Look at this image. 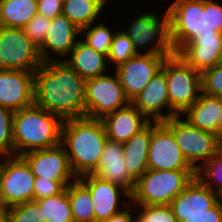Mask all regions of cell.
I'll list each match as a JSON object with an SVG mask.
<instances>
[{
  "instance_id": "cell-1",
  "label": "cell",
  "mask_w": 222,
  "mask_h": 222,
  "mask_svg": "<svg viewBox=\"0 0 222 222\" xmlns=\"http://www.w3.org/2000/svg\"><path fill=\"white\" fill-rule=\"evenodd\" d=\"M35 103L62 120L85 117V80L65 61H47L34 72Z\"/></svg>"
},
{
  "instance_id": "cell-2",
  "label": "cell",
  "mask_w": 222,
  "mask_h": 222,
  "mask_svg": "<svg viewBox=\"0 0 222 222\" xmlns=\"http://www.w3.org/2000/svg\"><path fill=\"white\" fill-rule=\"evenodd\" d=\"M107 140L101 119L85 116L63 120L61 144L77 178L96 170Z\"/></svg>"
},
{
  "instance_id": "cell-3",
  "label": "cell",
  "mask_w": 222,
  "mask_h": 222,
  "mask_svg": "<svg viewBox=\"0 0 222 222\" xmlns=\"http://www.w3.org/2000/svg\"><path fill=\"white\" fill-rule=\"evenodd\" d=\"M166 10L175 53L196 34L222 33V3L217 0H172Z\"/></svg>"
},
{
  "instance_id": "cell-4",
  "label": "cell",
  "mask_w": 222,
  "mask_h": 222,
  "mask_svg": "<svg viewBox=\"0 0 222 222\" xmlns=\"http://www.w3.org/2000/svg\"><path fill=\"white\" fill-rule=\"evenodd\" d=\"M63 120L34 103L14 111V155L51 148L61 143Z\"/></svg>"
},
{
  "instance_id": "cell-5",
  "label": "cell",
  "mask_w": 222,
  "mask_h": 222,
  "mask_svg": "<svg viewBox=\"0 0 222 222\" xmlns=\"http://www.w3.org/2000/svg\"><path fill=\"white\" fill-rule=\"evenodd\" d=\"M196 177L195 169H148L137 181L131 203L134 205H170L171 201Z\"/></svg>"
},
{
  "instance_id": "cell-6",
  "label": "cell",
  "mask_w": 222,
  "mask_h": 222,
  "mask_svg": "<svg viewBox=\"0 0 222 222\" xmlns=\"http://www.w3.org/2000/svg\"><path fill=\"white\" fill-rule=\"evenodd\" d=\"M164 12V13H163ZM144 12L134 16L125 26L124 33L132 40L135 50L139 54H162L167 57L174 54L170 42L169 17L167 10Z\"/></svg>"
},
{
  "instance_id": "cell-7",
  "label": "cell",
  "mask_w": 222,
  "mask_h": 222,
  "mask_svg": "<svg viewBox=\"0 0 222 222\" xmlns=\"http://www.w3.org/2000/svg\"><path fill=\"white\" fill-rule=\"evenodd\" d=\"M162 123L172 132L183 156L196 171L220 149L218 135L191 126L180 115Z\"/></svg>"
},
{
  "instance_id": "cell-8",
  "label": "cell",
  "mask_w": 222,
  "mask_h": 222,
  "mask_svg": "<svg viewBox=\"0 0 222 222\" xmlns=\"http://www.w3.org/2000/svg\"><path fill=\"white\" fill-rule=\"evenodd\" d=\"M165 73L170 107L181 115L201 93V73L195 71L176 53L166 57Z\"/></svg>"
},
{
  "instance_id": "cell-9",
  "label": "cell",
  "mask_w": 222,
  "mask_h": 222,
  "mask_svg": "<svg viewBox=\"0 0 222 222\" xmlns=\"http://www.w3.org/2000/svg\"><path fill=\"white\" fill-rule=\"evenodd\" d=\"M35 176L21 156L0 157V204L8 207L34 200Z\"/></svg>"
},
{
  "instance_id": "cell-10",
  "label": "cell",
  "mask_w": 222,
  "mask_h": 222,
  "mask_svg": "<svg viewBox=\"0 0 222 222\" xmlns=\"http://www.w3.org/2000/svg\"><path fill=\"white\" fill-rule=\"evenodd\" d=\"M86 116L102 119L131 102L113 71L85 81Z\"/></svg>"
},
{
  "instance_id": "cell-11",
  "label": "cell",
  "mask_w": 222,
  "mask_h": 222,
  "mask_svg": "<svg viewBox=\"0 0 222 222\" xmlns=\"http://www.w3.org/2000/svg\"><path fill=\"white\" fill-rule=\"evenodd\" d=\"M42 63L39 47L24 29L0 26V69L35 72Z\"/></svg>"
},
{
  "instance_id": "cell-12",
  "label": "cell",
  "mask_w": 222,
  "mask_h": 222,
  "mask_svg": "<svg viewBox=\"0 0 222 222\" xmlns=\"http://www.w3.org/2000/svg\"><path fill=\"white\" fill-rule=\"evenodd\" d=\"M166 55L137 54L114 68L124 92L131 102L162 68Z\"/></svg>"
},
{
  "instance_id": "cell-13",
  "label": "cell",
  "mask_w": 222,
  "mask_h": 222,
  "mask_svg": "<svg viewBox=\"0 0 222 222\" xmlns=\"http://www.w3.org/2000/svg\"><path fill=\"white\" fill-rule=\"evenodd\" d=\"M148 168L152 170L194 169L180 151L172 132L162 122L151 121Z\"/></svg>"
},
{
  "instance_id": "cell-14",
  "label": "cell",
  "mask_w": 222,
  "mask_h": 222,
  "mask_svg": "<svg viewBox=\"0 0 222 222\" xmlns=\"http://www.w3.org/2000/svg\"><path fill=\"white\" fill-rule=\"evenodd\" d=\"M77 179L90 192L94 206L95 222L110 218L131 203V195L119 185L101 180L93 174H86Z\"/></svg>"
},
{
  "instance_id": "cell-15",
  "label": "cell",
  "mask_w": 222,
  "mask_h": 222,
  "mask_svg": "<svg viewBox=\"0 0 222 222\" xmlns=\"http://www.w3.org/2000/svg\"><path fill=\"white\" fill-rule=\"evenodd\" d=\"M131 104L149 121L162 122L178 116L169 104L165 61L162 68L131 101Z\"/></svg>"
},
{
  "instance_id": "cell-16",
  "label": "cell",
  "mask_w": 222,
  "mask_h": 222,
  "mask_svg": "<svg viewBox=\"0 0 222 222\" xmlns=\"http://www.w3.org/2000/svg\"><path fill=\"white\" fill-rule=\"evenodd\" d=\"M21 157L29 165L32 174L40 177V180L75 181L77 179L61 143L51 148L25 153Z\"/></svg>"
},
{
  "instance_id": "cell-17",
  "label": "cell",
  "mask_w": 222,
  "mask_h": 222,
  "mask_svg": "<svg viewBox=\"0 0 222 222\" xmlns=\"http://www.w3.org/2000/svg\"><path fill=\"white\" fill-rule=\"evenodd\" d=\"M34 103V72L0 69V106L17 111Z\"/></svg>"
},
{
  "instance_id": "cell-18",
  "label": "cell",
  "mask_w": 222,
  "mask_h": 222,
  "mask_svg": "<svg viewBox=\"0 0 222 222\" xmlns=\"http://www.w3.org/2000/svg\"><path fill=\"white\" fill-rule=\"evenodd\" d=\"M79 38L80 29L64 14L54 17L51 19L46 40L39 48L42 62L64 61Z\"/></svg>"
},
{
  "instance_id": "cell-19",
  "label": "cell",
  "mask_w": 222,
  "mask_h": 222,
  "mask_svg": "<svg viewBox=\"0 0 222 222\" xmlns=\"http://www.w3.org/2000/svg\"><path fill=\"white\" fill-rule=\"evenodd\" d=\"M222 196L205 186L197 177L183 189L170 203L178 222L186 216L203 215L214 207Z\"/></svg>"
},
{
  "instance_id": "cell-20",
  "label": "cell",
  "mask_w": 222,
  "mask_h": 222,
  "mask_svg": "<svg viewBox=\"0 0 222 222\" xmlns=\"http://www.w3.org/2000/svg\"><path fill=\"white\" fill-rule=\"evenodd\" d=\"M222 46V33L218 35L196 34L185 43L176 54L179 55L195 71H203L218 65Z\"/></svg>"
},
{
  "instance_id": "cell-21",
  "label": "cell",
  "mask_w": 222,
  "mask_h": 222,
  "mask_svg": "<svg viewBox=\"0 0 222 222\" xmlns=\"http://www.w3.org/2000/svg\"><path fill=\"white\" fill-rule=\"evenodd\" d=\"M123 159V144L107 140L98 167L92 174L101 180L119 185L131 195L136 181L129 175Z\"/></svg>"
},
{
  "instance_id": "cell-22",
  "label": "cell",
  "mask_w": 222,
  "mask_h": 222,
  "mask_svg": "<svg viewBox=\"0 0 222 222\" xmlns=\"http://www.w3.org/2000/svg\"><path fill=\"white\" fill-rule=\"evenodd\" d=\"M108 140L125 143L150 121L131 103L102 119Z\"/></svg>"
},
{
  "instance_id": "cell-23",
  "label": "cell",
  "mask_w": 222,
  "mask_h": 222,
  "mask_svg": "<svg viewBox=\"0 0 222 222\" xmlns=\"http://www.w3.org/2000/svg\"><path fill=\"white\" fill-rule=\"evenodd\" d=\"M64 61L85 81L105 75L113 69L109 65L107 55L97 52L81 38L77 40L71 53Z\"/></svg>"
},
{
  "instance_id": "cell-24",
  "label": "cell",
  "mask_w": 222,
  "mask_h": 222,
  "mask_svg": "<svg viewBox=\"0 0 222 222\" xmlns=\"http://www.w3.org/2000/svg\"><path fill=\"white\" fill-rule=\"evenodd\" d=\"M222 98L200 93L198 100L180 116L191 126L218 135Z\"/></svg>"
},
{
  "instance_id": "cell-25",
  "label": "cell",
  "mask_w": 222,
  "mask_h": 222,
  "mask_svg": "<svg viewBox=\"0 0 222 222\" xmlns=\"http://www.w3.org/2000/svg\"><path fill=\"white\" fill-rule=\"evenodd\" d=\"M151 141V121L128 141L123 143L125 167L137 181L148 168V151Z\"/></svg>"
},
{
  "instance_id": "cell-26",
  "label": "cell",
  "mask_w": 222,
  "mask_h": 222,
  "mask_svg": "<svg viewBox=\"0 0 222 222\" xmlns=\"http://www.w3.org/2000/svg\"><path fill=\"white\" fill-rule=\"evenodd\" d=\"M110 1V2H109ZM112 0H68L63 3L62 14L80 30L99 21ZM104 10V11H103Z\"/></svg>"
},
{
  "instance_id": "cell-27",
  "label": "cell",
  "mask_w": 222,
  "mask_h": 222,
  "mask_svg": "<svg viewBox=\"0 0 222 222\" xmlns=\"http://www.w3.org/2000/svg\"><path fill=\"white\" fill-rule=\"evenodd\" d=\"M37 14V0H0L1 27L23 29Z\"/></svg>"
},
{
  "instance_id": "cell-28",
  "label": "cell",
  "mask_w": 222,
  "mask_h": 222,
  "mask_svg": "<svg viewBox=\"0 0 222 222\" xmlns=\"http://www.w3.org/2000/svg\"><path fill=\"white\" fill-rule=\"evenodd\" d=\"M73 222H95L93 201L89 190L76 179L67 187Z\"/></svg>"
},
{
  "instance_id": "cell-29",
  "label": "cell",
  "mask_w": 222,
  "mask_h": 222,
  "mask_svg": "<svg viewBox=\"0 0 222 222\" xmlns=\"http://www.w3.org/2000/svg\"><path fill=\"white\" fill-rule=\"evenodd\" d=\"M103 19L81 29L80 38L97 52L108 56L116 31L108 27L107 21L104 22Z\"/></svg>"
},
{
  "instance_id": "cell-30",
  "label": "cell",
  "mask_w": 222,
  "mask_h": 222,
  "mask_svg": "<svg viewBox=\"0 0 222 222\" xmlns=\"http://www.w3.org/2000/svg\"><path fill=\"white\" fill-rule=\"evenodd\" d=\"M46 222H73L67 189L56 196L36 200Z\"/></svg>"
},
{
  "instance_id": "cell-31",
  "label": "cell",
  "mask_w": 222,
  "mask_h": 222,
  "mask_svg": "<svg viewBox=\"0 0 222 222\" xmlns=\"http://www.w3.org/2000/svg\"><path fill=\"white\" fill-rule=\"evenodd\" d=\"M196 177L209 189L222 196V149L204 163L197 171Z\"/></svg>"
},
{
  "instance_id": "cell-32",
  "label": "cell",
  "mask_w": 222,
  "mask_h": 222,
  "mask_svg": "<svg viewBox=\"0 0 222 222\" xmlns=\"http://www.w3.org/2000/svg\"><path fill=\"white\" fill-rule=\"evenodd\" d=\"M118 28L119 30H116L113 36L108 54L109 65L113 66V68L138 54L129 36L120 29V26H118Z\"/></svg>"
},
{
  "instance_id": "cell-33",
  "label": "cell",
  "mask_w": 222,
  "mask_h": 222,
  "mask_svg": "<svg viewBox=\"0 0 222 222\" xmlns=\"http://www.w3.org/2000/svg\"><path fill=\"white\" fill-rule=\"evenodd\" d=\"M4 216L7 222H46L39 204L34 200L6 208Z\"/></svg>"
},
{
  "instance_id": "cell-34",
  "label": "cell",
  "mask_w": 222,
  "mask_h": 222,
  "mask_svg": "<svg viewBox=\"0 0 222 222\" xmlns=\"http://www.w3.org/2000/svg\"><path fill=\"white\" fill-rule=\"evenodd\" d=\"M136 222H178L170 205H135Z\"/></svg>"
},
{
  "instance_id": "cell-35",
  "label": "cell",
  "mask_w": 222,
  "mask_h": 222,
  "mask_svg": "<svg viewBox=\"0 0 222 222\" xmlns=\"http://www.w3.org/2000/svg\"><path fill=\"white\" fill-rule=\"evenodd\" d=\"M13 114L14 111L0 106V157L14 156Z\"/></svg>"
},
{
  "instance_id": "cell-36",
  "label": "cell",
  "mask_w": 222,
  "mask_h": 222,
  "mask_svg": "<svg viewBox=\"0 0 222 222\" xmlns=\"http://www.w3.org/2000/svg\"><path fill=\"white\" fill-rule=\"evenodd\" d=\"M201 92L222 98V66L215 65L201 73Z\"/></svg>"
},
{
  "instance_id": "cell-37",
  "label": "cell",
  "mask_w": 222,
  "mask_h": 222,
  "mask_svg": "<svg viewBox=\"0 0 222 222\" xmlns=\"http://www.w3.org/2000/svg\"><path fill=\"white\" fill-rule=\"evenodd\" d=\"M50 24L51 19L37 14L26 24L23 29L32 42L40 48L46 40V35Z\"/></svg>"
},
{
  "instance_id": "cell-38",
  "label": "cell",
  "mask_w": 222,
  "mask_h": 222,
  "mask_svg": "<svg viewBox=\"0 0 222 222\" xmlns=\"http://www.w3.org/2000/svg\"><path fill=\"white\" fill-rule=\"evenodd\" d=\"M73 182L74 181L40 180V177H35L34 201L59 195Z\"/></svg>"
},
{
  "instance_id": "cell-39",
  "label": "cell",
  "mask_w": 222,
  "mask_h": 222,
  "mask_svg": "<svg viewBox=\"0 0 222 222\" xmlns=\"http://www.w3.org/2000/svg\"><path fill=\"white\" fill-rule=\"evenodd\" d=\"M63 3L60 0H37L38 14L53 19L62 14Z\"/></svg>"
},
{
  "instance_id": "cell-40",
  "label": "cell",
  "mask_w": 222,
  "mask_h": 222,
  "mask_svg": "<svg viewBox=\"0 0 222 222\" xmlns=\"http://www.w3.org/2000/svg\"><path fill=\"white\" fill-rule=\"evenodd\" d=\"M183 222H222V199L203 215L186 216Z\"/></svg>"
},
{
  "instance_id": "cell-41",
  "label": "cell",
  "mask_w": 222,
  "mask_h": 222,
  "mask_svg": "<svg viewBox=\"0 0 222 222\" xmlns=\"http://www.w3.org/2000/svg\"><path fill=\"white\" fill-rule=\"evenodd\" d=\"M137 214L135 205L130 203L121 212L112 215L110 218L102 220L100 222H136Z\"/></svg>"
},
{
  "instance_id": "cell-42",
  "label": "cell",
  "mask_w": 222,
  "mask_h": 222,
  "mask_svg": "<svg viewBox=\"0 0 222 222\" xmlns=\"http://www.w3.org/2000/svg\"><path fill=\"white\" fill-rule=\"evenodd\" d=\"M218 136L222 138V113L220 115L219 123H218Z\"/></svg>"
},
{
  "instance_id": "cell-43",
  "label": "cell",
  "mask_w": 222,
  "mask_h": 222,
  "mask_svg": "<svg viewBox=\"0 0 222 222\" xmlns=\"http://www.w3.org/2000/svg\"><path fill=\"white\" fill-rule=\"evenodd\" d=\"M218 65L222 66V46L219 54Z\"/></svg>"
},
{
  "instance_id": "cell-44",
  "label": "cell",
  "mask_w": 222,
  "mask_h": 222,
  "mask_svg": "<svg viewBox=\"0 0 222 222\" xmlns=\"http://www.w3.org/2000/svg\"><path fill=\"white\" fill-rule=\"evenodd\" d=\"M4 215V209L2 208L1 204H0V217H2Z\"/></svg>"
},
{
  "instance_id": "cell-45",
  "label": "cell",
  "mask_w": 222,
  "mask_h": 222,
  "mask_svg": "<svg viewBox=\"0 0 222 222\" xmlns=\"http://www.w3.org/2000/svg\"><path fill=\"white\" fill-rule=\"evenodd\" d=\"M0 222H7V220H6L4 215L2 217H0Z\"/></svg>"
},
{
  "instance_id": "cell-46",
  "label": "cell",
  "mask_w": 222,
  "mask_h": 222,
  "mask_svg": "<svg viewBox=\"0 0 222 222\" xmlns=\"http://www.w3.org/2000/svg\"><path fill=\"white\" fill-rule=\"evenodd\" d=\"M62 3H65L66 1H68V0H60Z\"/></svg>"
}]
</instances>
